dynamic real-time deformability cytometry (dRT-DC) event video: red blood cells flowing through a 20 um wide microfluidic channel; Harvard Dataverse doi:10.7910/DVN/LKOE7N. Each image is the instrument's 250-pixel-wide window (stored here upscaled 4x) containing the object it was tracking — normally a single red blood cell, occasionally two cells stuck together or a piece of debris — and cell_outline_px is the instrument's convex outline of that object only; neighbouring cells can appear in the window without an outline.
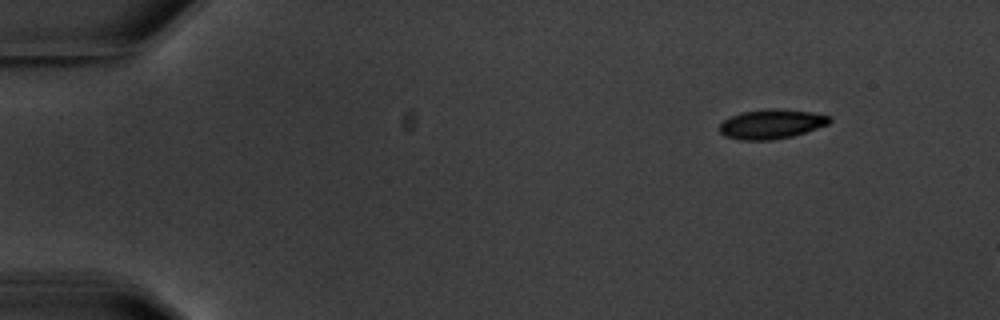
{"species": "common noctule bat (a hibernating species)", "species_latin": "Nyctalus noctula", "temperature_condition": "warm", "stored_images_in_passage": 3, "camera_frame_rate_fps": 3000, "um_per_image_px": 0.085, "animal": {"sex": "male", "body_mass_g": 20.1, "forearm_length_mm": 53.5}, "frame": {"image": 1, "passage_image": 1, "time_ms": 0.0, "image_size_px": [1000, 320], "cell_outline_px": [[832, 120], [828, 124], [792, 136], [772, 140], [740, 140], [724, 136], [720, 132], [720, 124], [724, 120], [740, 112], [772, 108], [776, 108], [812, 112], [832, 116]], "centroid_in_image_um": [65.57, 10.54], "position_along_channel_um": 19.4, "area_um2": 18.9}}